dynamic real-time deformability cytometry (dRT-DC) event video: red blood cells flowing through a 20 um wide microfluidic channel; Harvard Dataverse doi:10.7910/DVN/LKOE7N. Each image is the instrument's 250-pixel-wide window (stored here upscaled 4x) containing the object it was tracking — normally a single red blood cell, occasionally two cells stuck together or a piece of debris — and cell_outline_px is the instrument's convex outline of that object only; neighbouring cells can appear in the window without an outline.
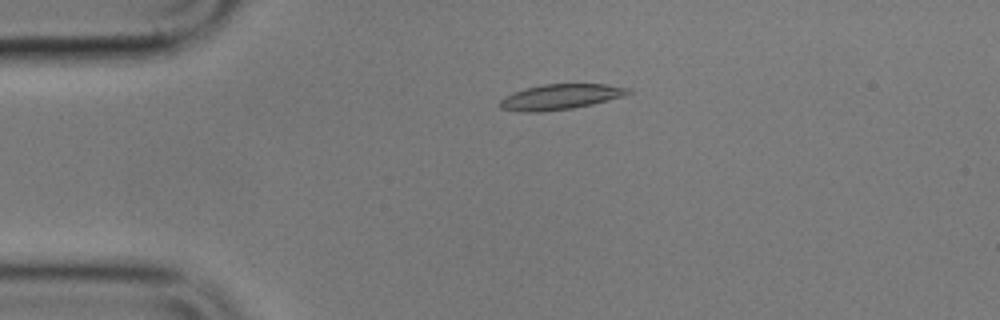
{"species": "common noctule bat (a hibernating species)", "species_latin": "Nyctalus noctula", "temperature_condition": "cold", "stored_images_in_passage": 4, "camera_frame_rate_fps": 3000, "um_per_image_px": 0.085, "animal": {"sex": "male", "body_mass_g": 17.9}, "frame": {"image": 1, "passage_image": 3, "time_ms": 3.333, "image_size_px": [1000, 320], "cell_outline_px": [[632, 92], [624, 96], [592, 104], [572, 108], [540, 112], [524, 112], [500, 108], [500, 100], [504, 96], [512, 92], [524, 88], [544, 84], [604, 84], [632, 88]], "centroid_in_image_um": [47.63, 8.22], "position_along_channel_um": 37.4, "area_um2": 19.02}}